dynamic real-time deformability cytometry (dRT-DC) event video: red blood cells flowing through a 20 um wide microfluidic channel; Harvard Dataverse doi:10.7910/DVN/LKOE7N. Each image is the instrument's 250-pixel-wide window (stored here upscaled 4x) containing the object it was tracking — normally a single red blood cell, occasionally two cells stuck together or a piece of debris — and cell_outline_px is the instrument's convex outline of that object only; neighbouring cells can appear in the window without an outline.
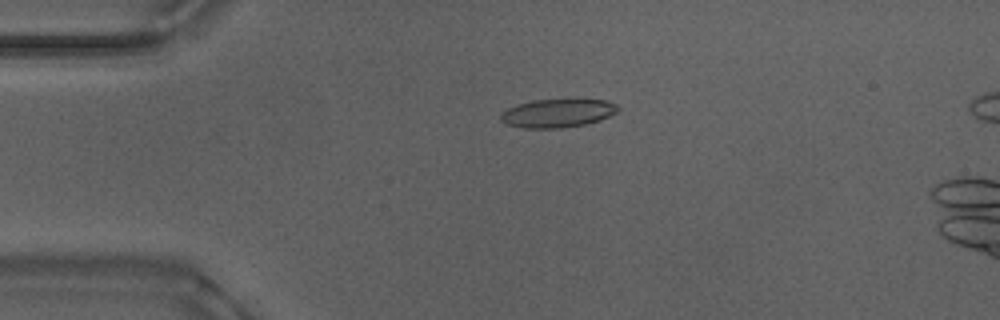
{"species": "Egyptian fruit bat (a non-hibernating species)", "species_latin": "Rousettus aegyptiacus", "temperature_condition": "warm", "stored_images_in_passage": 4, "camera_frame_rate_fps": 3000, "um_per_image_px": 0.085, "animal": {"sex": "male"}, "frame": {"image": 1, "passage_image": 1, "time_ms": 0.0, "image_size_px": [1000, 320], "cell_outline_px": [[620, 108], [616, 112], [600, 120], [584, 124], [560, 128], [524, 128], [504, 124], [500, 120], [500, 116], [508, 108], [532, 100], [604, 100], [616, 104]], "centroid_in_image_um": [47.37, 9.63], "position_along_channel_um": 37.6, "area_um2": 19.13}}